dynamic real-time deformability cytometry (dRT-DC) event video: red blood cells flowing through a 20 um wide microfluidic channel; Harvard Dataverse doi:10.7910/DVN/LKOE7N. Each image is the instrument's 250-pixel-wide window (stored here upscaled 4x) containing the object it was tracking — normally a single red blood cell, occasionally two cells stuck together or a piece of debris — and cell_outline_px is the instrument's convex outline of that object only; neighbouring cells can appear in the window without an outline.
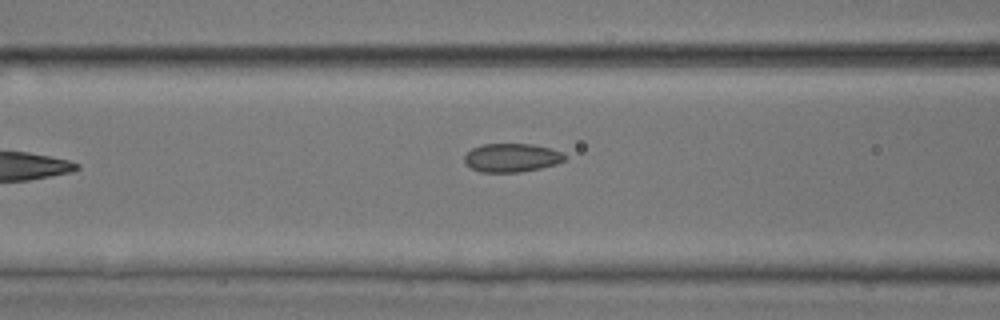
{"species": "common noctule bat (a hibernating species)", "species_latin": "Nyctalus noctula", "temperature_condition": "room temperature", "stored_images_in_passage": 7, "camera_frame_rate_fps": 3000, "um_per_image_px": 0.085, "animal": {"sex": "male", "body_mass_g": 17.9, "forearm_length_mm": 54.2}, "frame": {"image": 1, "passage_image": 7, "time_ms": 2.0, "image_size_px": [1000, 320], "cell_outline_px": [[568, 160], [556, 164], [540, 168], [520, 172], [480, 172], [472, 168], [464, 160], [464, 156], [472, 148], [480, 144], [532, 144], [548, 148], [560, 152], [568, 156]], "centroid_in_image_um": [43.52, 13.4], "position_along_channel_um": 123.1, "area_um2": 16.7}}